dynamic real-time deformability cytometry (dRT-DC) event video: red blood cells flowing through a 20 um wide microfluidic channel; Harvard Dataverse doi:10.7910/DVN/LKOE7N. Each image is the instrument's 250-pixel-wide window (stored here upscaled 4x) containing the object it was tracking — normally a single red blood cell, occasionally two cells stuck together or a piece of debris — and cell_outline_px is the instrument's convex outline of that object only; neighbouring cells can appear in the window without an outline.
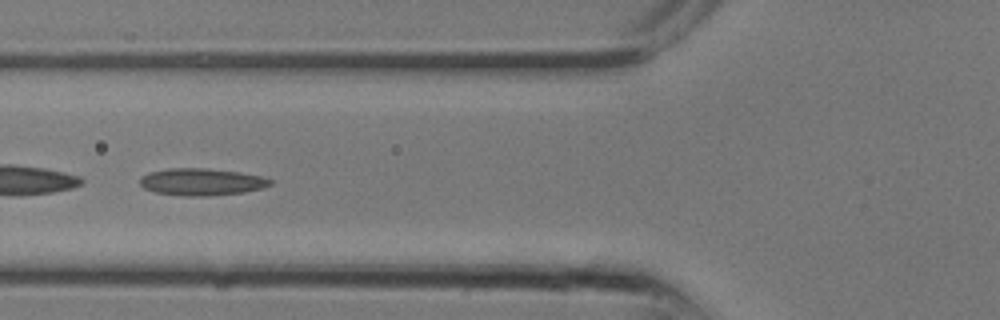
{"species": "common noctule bat (a hibernating species)", "species_latin": "Nyctalus noctula", "temperature_condition": "room temperature", "stored_images_in_passage": 15, "camera_frame_rate_fps": 3000, "um_per_image_px": 0.085, "animal": {"sex": "male", "body_mass_g": 13.3}, "frame": {"image": 1, "passage_image": 9, "time_ms": 2.667, "image_size_px": [1000, 320], "cell_outline_px": [[272, 184], [264, 188], [244, 192], [208, 196], [180, 196], [156, 192], [144, 188], [140, 184], [140, 176], [148, 172], [168, 168], [208, 168], [240, 172], [260, 176], [272, 180]], "centroid_in_image_um": [17.12, 15.46], "position_along_channel_um": 108.7, "area_um2": 20.75}}
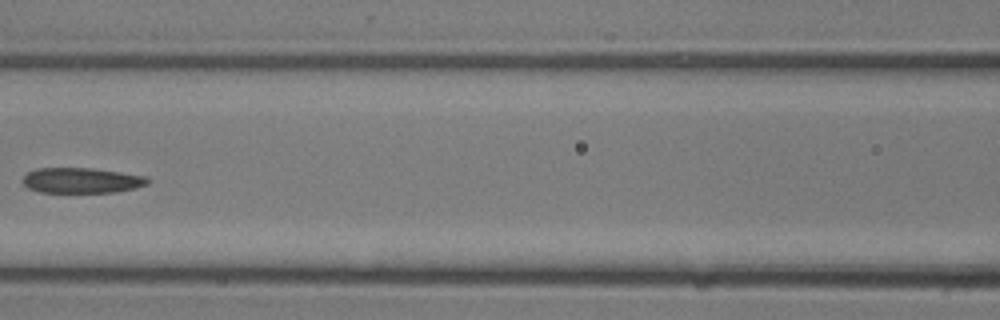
{"frame": {"image": 2, "passage_image": 11, "time_ms": 3.333, "image_size_px": [1000, 320], "cell_outline_px": [[148, 184], [132, 188], [112, 192], [40, 192], [28, 188], [20, 180], [28, 172], [36, 168], [92, 168], [120, 172], [144, 176], [148, 180]], "centroid_in_image_um": [6.86, 15.33], "position_along_channel_um": 159.7, "area_um2": 18.26}}